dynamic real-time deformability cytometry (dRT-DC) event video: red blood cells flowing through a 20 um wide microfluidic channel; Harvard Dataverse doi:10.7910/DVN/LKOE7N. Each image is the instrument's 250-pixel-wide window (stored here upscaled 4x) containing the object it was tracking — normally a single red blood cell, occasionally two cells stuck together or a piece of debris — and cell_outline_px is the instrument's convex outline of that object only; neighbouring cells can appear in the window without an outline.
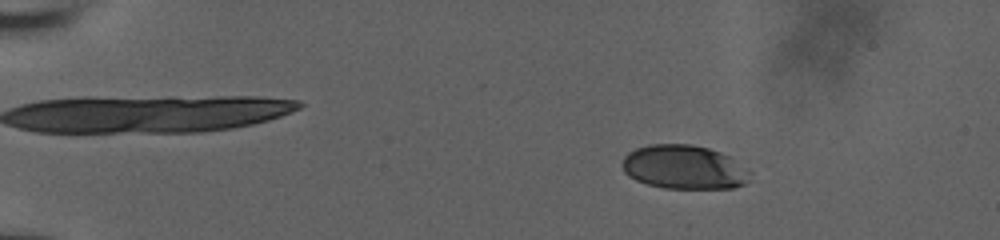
{"species": "human", "species_latin": "Homo sapiens", "temperature_condition": "room temperature", "stored_images_in_passage": 57, "camera_frame_rate_fps": 3000, "um_per_image_px": 0.085, "donor": {"sex": "male"}, "frame": {"image": 1, "passage_image": 11, "time_ms": 3.333, "image_size_px": [1000, 240], "cell_outline_px": [[752, 172], [748, 180], [744, 184], [732, 188], [664, 188], [648, 184], [636, 180], [628, 176], [624, 172], [620, 164], [624, 156], [628, 152], [636, 148], [648, 144], [692, 144], [708, 148], [720, 152], [728, 156]], "centroid_in_image_um": [58.11, 14.2], "position_along_channel_um": 26.9, "area_um2": 32.89}}
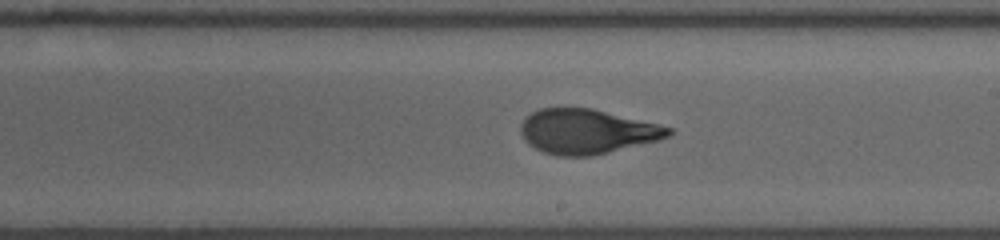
{"frame": {"image": 2, "passage_image": 36, "time_ms": 11.667, "image_size_px": [1000, 240], "cell_outline_px": [[676, 132], [660, 140], [592, 156], [556, 156], [544, 152], [528, 144], [524, 140], [520, 132], [520, 124], [532, 112], [540, 108], [592, 108], [672, 128]], "centroid_in_image_um": [49.88, 11.19], "position_along_channel_um": 239.1, "area_um2": 38.38}}
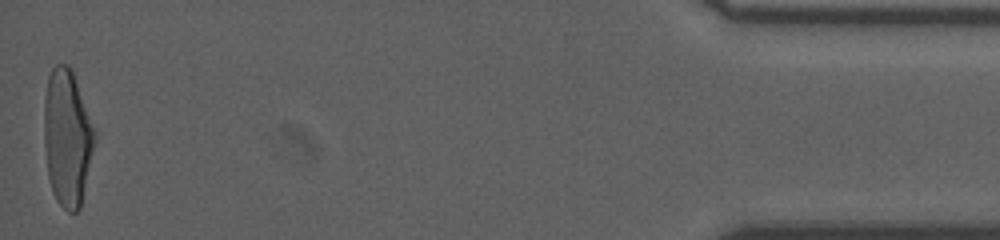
{"frame": {"image": 3, "passage_image": 57, "time_ms": 18.667, "image_size_px": [1000, 240], "cell_outline_px": [[96, 140], [80, 208], [76, 212], [68, 212], [56, 200], [52, 192], [48, 176], [44, 144], [44, 96], [48, 76], [52, 68], [56, 64], [68, 64], [72, 68], [96, 132]], "centroid_in_image_um": [5.71, 11.68], "position_along_channel_um": 429.5, "area_um2": 40.63}, "authors_computed_cell_mechanics": {"area_um2": 38.3792, "velocity_mm_per_s": 3.8938, "shape_relaxation_time_tau1_ms": 4.8775, "shape_relaxation_time_tau2_ms": 0.757, "deformation_change_tau1": 0.2171, "deformation_change_tau2": 0.0765}}